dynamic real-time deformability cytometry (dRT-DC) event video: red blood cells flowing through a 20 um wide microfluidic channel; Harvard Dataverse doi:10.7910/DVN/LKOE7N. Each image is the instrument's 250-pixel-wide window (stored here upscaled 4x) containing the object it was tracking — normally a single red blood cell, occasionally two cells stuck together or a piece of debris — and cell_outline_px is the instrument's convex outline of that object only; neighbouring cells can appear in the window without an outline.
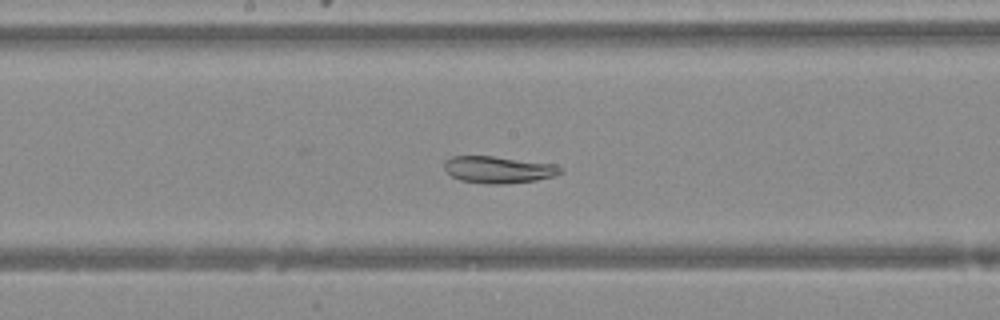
{"species": "Egyptian fruit bat (a non-hibernating species)", "species_latin": "Rousettus aegyptiacus", "temperature_condition": "warm", "stored_images_in_passage": 47, "camera_frame_rate_fps": 3000, "um_per_image_px": 0.085, "animal": {"sex": "female"}, "frame": {"image": 1, "passage_image": 24, "time_ms": 7.667, "image_size_px": [1000, 320], "cell_outline_px": [[564, 172], [556, 176], [536, 180], [504, 184], [488, 184], [460, 180], [452, 176], [444, 168], [444, 160], [452, 156], [492, 156], [556, 164], [564, 168]], "centroid_in_image_um": [42.41, 14.42], "position_along_channel_um": 205.8, "area_um2": 18.38}}
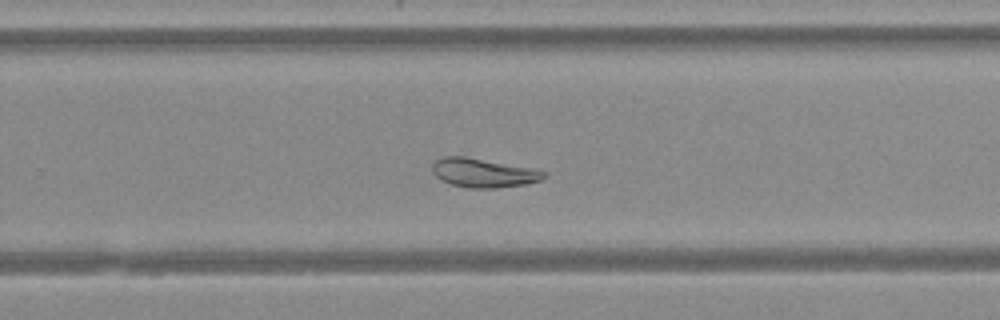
{"frame": {"image": 2, "passage_image": 30, "time_ms": 9.667, "image_size_px": [1000, 320], "cell_outline_px": [[548, 176], [540, 180], [524, 184], [496, 188], [468, 188], [452, 184], [440, 180], [432, 172], [432, 164], [436, 160], [444, 156], [464, 156], [532, 168], [548, 172]], "centroid_in_image_um": [41.08, 14.69], "position_along_channel_um": 288.7, "area_um2": 18.84}}
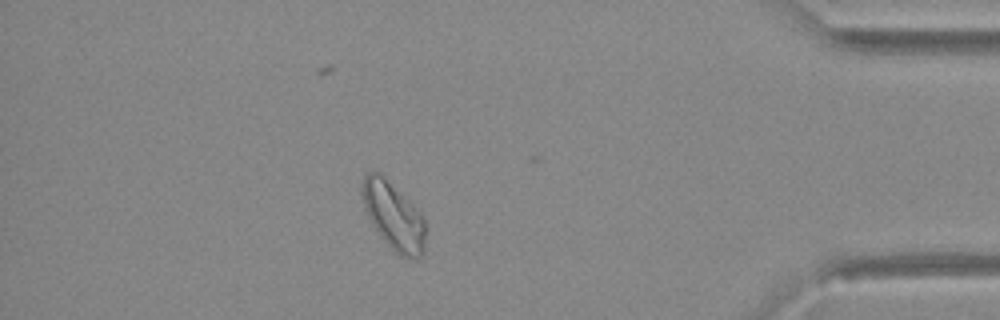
{"frame": {"image": 3, "passage_image": 41, "time_ms": 13.333, "image_size_px": [1000, 320], "cell_outline_px": [[424, 252], [416, 260], [400, 256], [380, 236], [372, 224], [364, 208], [360, 192], [360, 184], [364, 176], [368, 172], [380, 172], [416, 208], [424, 220]], "centroid_in_image_um": [33.41, 18.35], "position_along_channel_um": 401.8, "area_um2": 24.8}}